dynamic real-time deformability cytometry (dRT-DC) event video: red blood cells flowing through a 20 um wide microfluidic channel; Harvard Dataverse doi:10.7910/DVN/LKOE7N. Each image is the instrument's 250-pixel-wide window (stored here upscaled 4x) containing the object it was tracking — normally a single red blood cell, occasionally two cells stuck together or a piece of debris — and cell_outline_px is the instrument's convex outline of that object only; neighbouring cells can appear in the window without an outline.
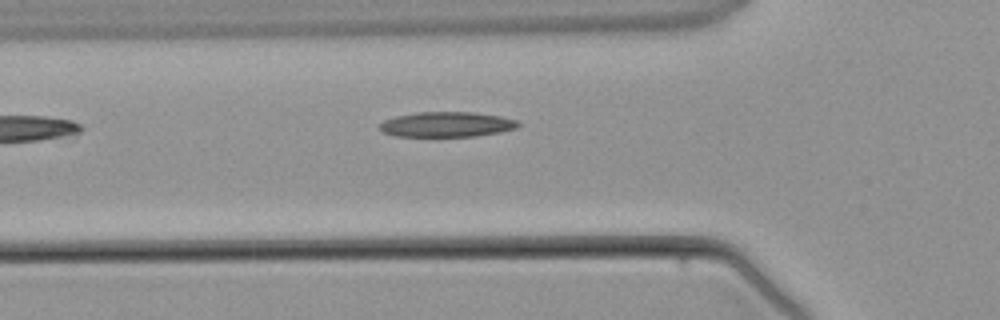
{"species": "common noctule bat (a hibernating species)", "species_latin": "Nyctalus noctula", "temperature_condition": "warm", "stored_images_in_passage": 5, "camera_frame_rate_fps": 3000, "um_per_image_px": 0.085, "animal": {"sex": "male", "body_mass_g": 21.5, "forearm_length_mm": 52.0}, "frame": {"image": 1, "passage_image": 5, "time_ms": 5.0, "image_size_px": [1000, 320], "cell_outline_px": [[520, 124], [516, 128], [500, 132], [476, 136], [396, 136], [384, 132], [380, 128], [380, 124], [384, 120], [396, 116], [416, 112], [472, 112], [500, 116], [516, 120]], "centroid_in_image_um": [37.98, 10.57], "position_along_channel_um": 87.8, "area_um2": 20.11}}